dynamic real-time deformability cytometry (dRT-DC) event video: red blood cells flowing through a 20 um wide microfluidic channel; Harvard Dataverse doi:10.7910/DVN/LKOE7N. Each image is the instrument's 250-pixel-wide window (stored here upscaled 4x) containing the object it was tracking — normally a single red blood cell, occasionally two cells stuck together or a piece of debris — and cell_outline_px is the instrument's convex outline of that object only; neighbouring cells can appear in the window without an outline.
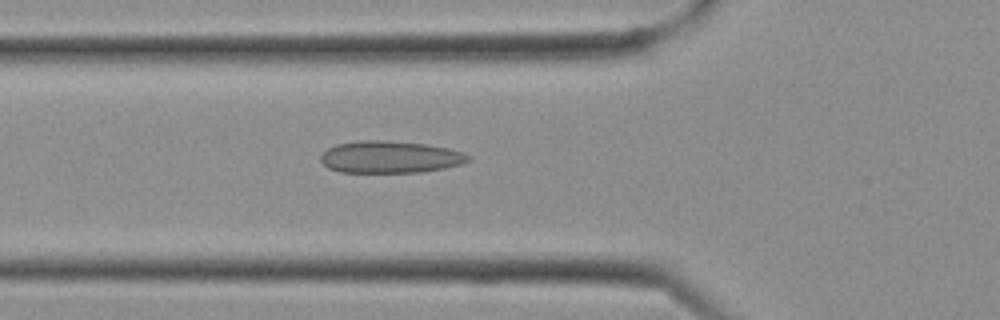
{"species": "Egyptian fruit bat (a non-hibernating species)", "species_latin": "Rousettus aegyptiacus", "temperature_condition": "cold", "stored_images_in_passage": 6, "camera_frame_rate_fps": 3000, "um_per_image_px": 0.085, "frame": {"image": 1, "passage_image": 4, "time_ms": 1.0, "image_size_px": [1000, 320], "cell_outline_px": [[472, 156], [468, 160], [460, 164], [444, 168], [420, 172], [340, 172], [328, 168], [320, 160], [320, 156], [328, 148], [336, 144], [360, 140], [384, 140], [428, 144], [448, 148], [464, 152]], "centroid_in_image_um": [33.15, 13.34], "position_along_channel_um": 92.6, "area_um2": 27.63}}
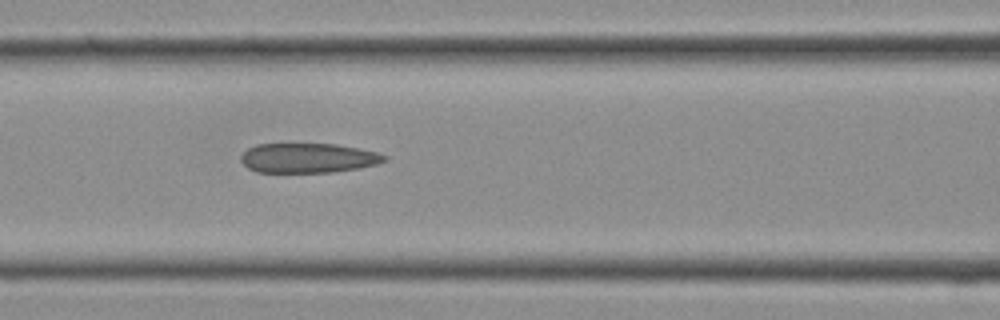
{"frame": {"image": 2, "passage_image": 6, "time_ms": 1.667, "image_size_px": [1000, 320], "cell_outline_px": [[388, 160], [376, 164], [360, 168], [332, 172], [256, 172], [248, 168], [240, 160], [240, 156], [248, 148], [256, 144], [336, 144], [376, 152], [388, 156]], "centroid_in_image_um": [26.18, 13.43], "position_along_channel_um": 140.4, "area_um2": 24.8}}